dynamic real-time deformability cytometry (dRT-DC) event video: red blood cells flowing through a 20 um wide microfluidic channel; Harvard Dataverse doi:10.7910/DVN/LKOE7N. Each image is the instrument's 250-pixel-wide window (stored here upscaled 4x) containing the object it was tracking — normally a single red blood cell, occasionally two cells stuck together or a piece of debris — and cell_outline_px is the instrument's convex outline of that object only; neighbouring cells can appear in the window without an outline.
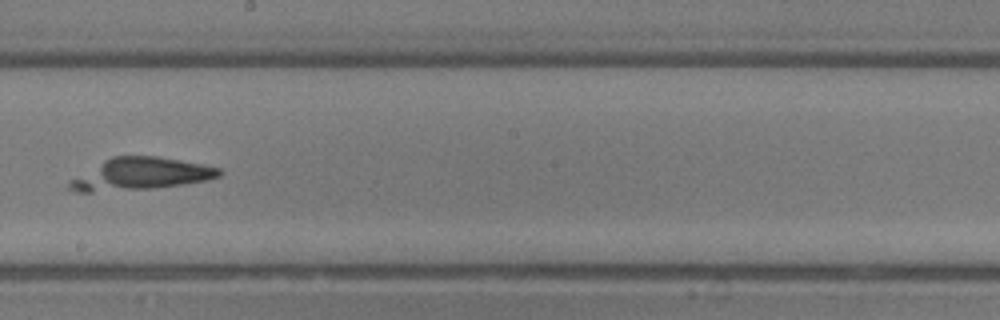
{"species": "common noctule bat (a hibernating species)", "species_latin": "Nyctalus noctula", "temperature_condition": "room temperature", "stored_images_in_passage": 32, "camera_frame_rate_fps": 3000, "um_per_image_px": 0.085, "animal": {"sex": "male", "body_mass_g": 13.3}, "frame": {"image": 1, "passage_image": 18, "time_ms": 5.667, "image_size_px": [1000, 320], "cell_outline_px": [[224, 172], [220, 176], [208, 180], [184, 184], [152, 188], [92, 192], [76, 192], [68, 188], [68, 180], [104, 160], [112, 156], [156, 156], [200, 164], [220, 168]], "centroid_in_image_um": [11.93, 14.8], "position_along_channel_um": 236.3, "area_um2": 27.86}}
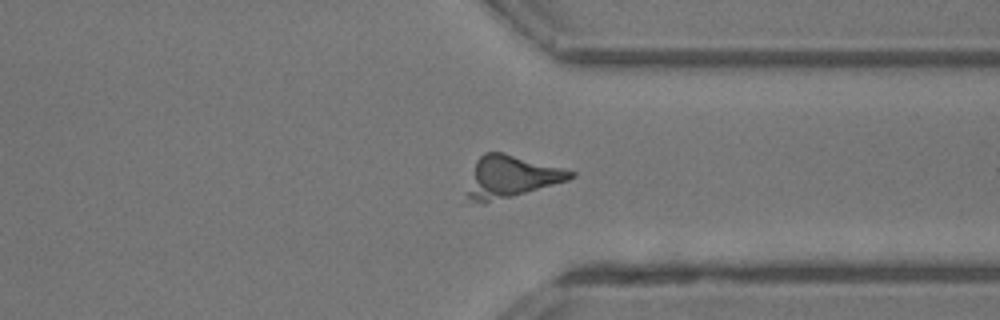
{"frame": {"image": 2, "passage_image": 25, "time_ms": 8.0, "image_size_px": [1000, 320], "cell_outline_px": [[576, 176], [568, 180], [512, 196], [488, 200], [468, 200], [468, 192], [476, 160], [484, 152], [500, 152], [564, 168], [576, 172]], "centroid_in_image_um": [43.5, 14.97], "position_along_channel_um": 367.9, "area_um2": 24.1}}
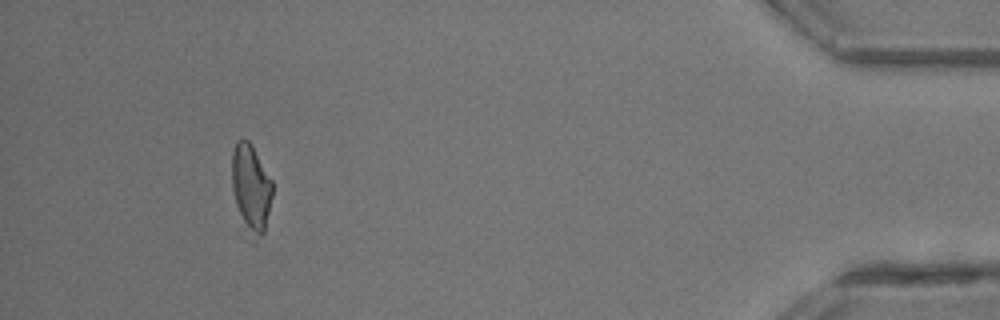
{"frame": {"image": 3, "passage_image": 31, "time_ms": 10.0, "image_size_px": [1000, 320], "cell_outline_px": [[272, 196], [264, 232], [256, 244], [244, 240], [232, 188], [232, 152], [236, 140], [244, 136], [252, 144], [272, 180]], "centroid_in_image_um": [21.31, 16.13], "position_along_channel_um": 413.9, "area_um2": 21.96}}